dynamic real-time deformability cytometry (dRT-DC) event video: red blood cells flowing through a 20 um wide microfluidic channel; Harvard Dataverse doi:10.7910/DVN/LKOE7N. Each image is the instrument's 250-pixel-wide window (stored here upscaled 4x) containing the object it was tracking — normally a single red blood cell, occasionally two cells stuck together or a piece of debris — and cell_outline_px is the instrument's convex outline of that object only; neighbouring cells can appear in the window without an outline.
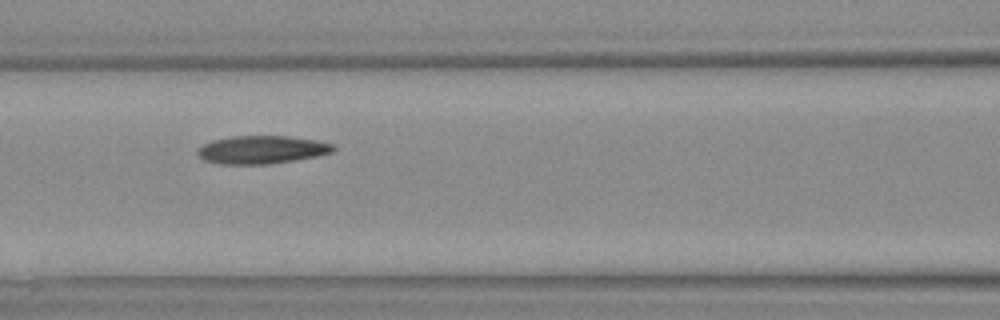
{"species": "Egyptian fruit bat (a non-hibernating species)", "species_latin": "Rousettus aegyptiacus", "temperature_condition": "warm", "stored_images_in_passage": 5, "camera_frame_rate_fps": 3000, "um_per_image_px": 0.085, "animal": {"sex": "female"}, "frame": {"image": 1, "passage_image": 5, "time_ms": 5.0, "image_size_px": [1000, 320], "cell_outline_px": [[336, 148], [332, 152], [320, 156], [268, 164], [220, 164], [204, 160], [196, 152], [204, 144], [212, 140], [232, 136], [288, 136], [316, 140], [332, 144]], "centroid_in_image_um": [22.27, 12.72], "position_along_channel_um": 144.3, "area_um2": 22.14}}